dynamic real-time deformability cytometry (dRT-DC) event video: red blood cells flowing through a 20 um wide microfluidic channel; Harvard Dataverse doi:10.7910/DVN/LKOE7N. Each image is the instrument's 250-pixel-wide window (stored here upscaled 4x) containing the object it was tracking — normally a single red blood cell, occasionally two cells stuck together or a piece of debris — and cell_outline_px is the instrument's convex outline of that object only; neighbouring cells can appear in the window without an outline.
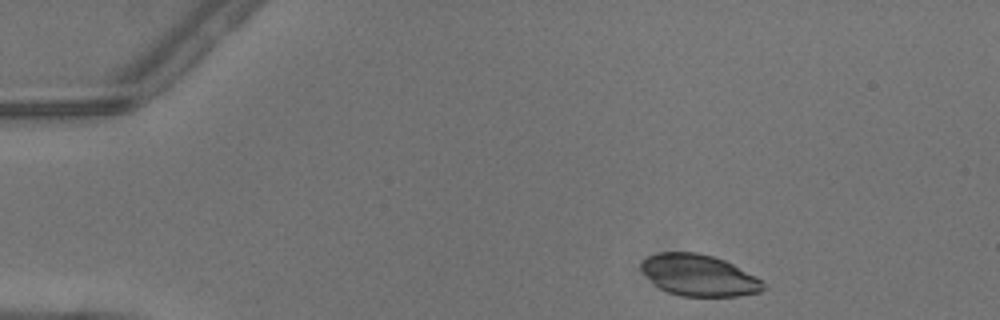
{"species": "common noctule bat (a hibernating species)", "species_latin": "Nyctalus noctula", "temperature_condition": "warm", "stored_images_in_passage": 3, "camera_frame_rate_fps": 3000, "um_per_image_px": 0.085, "animal": {"sex": "male", "body_mass_g": 13.3}, "frame": {"image": 1, "passage_image": 1, "time_ms": 0.0, "image_size_px": [1000, 320], "cell_outline_px": [[764, 288], [760, 292], [736, 296], [680, 296], [668, 292], [660, 288], [640, 268], [640, 264], [648, 256], [660, 252], [696, 252], [712, 256], [724, 260], [764, 280]], "centroid_in_image_um": [59.43, 23.4], "position_along_channel_um": 25.6, "area_um2": 29.19}}
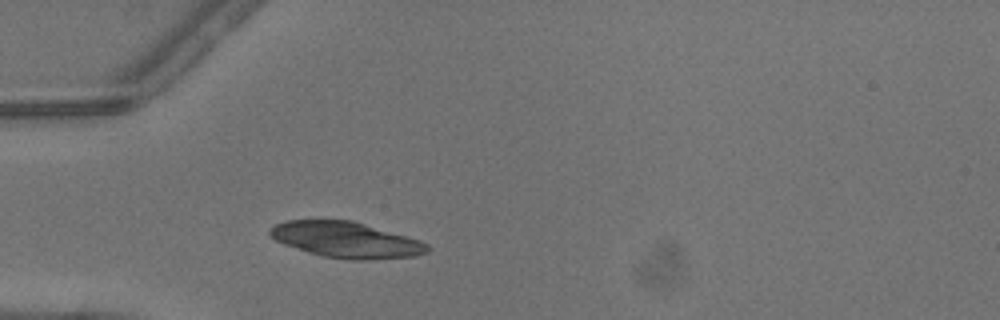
{"frame": {"image": 2, "passage_image": 3, "time_ms": 0.667, "image_size_px": [1000, 320], "cell_outline_px": [[432, 248], [428, 252], [416, 256], [364, 260], [352, 260], [324, 256], [308, 252], [284, 244], [268, 236], [268, 228], [284, 220], [352, 220], [420, 240], [428, 244]], "centroid_in_image_um": [29.41, 20.38], "position_along_channel_um": 55.6, "area_um2": 32.95}}